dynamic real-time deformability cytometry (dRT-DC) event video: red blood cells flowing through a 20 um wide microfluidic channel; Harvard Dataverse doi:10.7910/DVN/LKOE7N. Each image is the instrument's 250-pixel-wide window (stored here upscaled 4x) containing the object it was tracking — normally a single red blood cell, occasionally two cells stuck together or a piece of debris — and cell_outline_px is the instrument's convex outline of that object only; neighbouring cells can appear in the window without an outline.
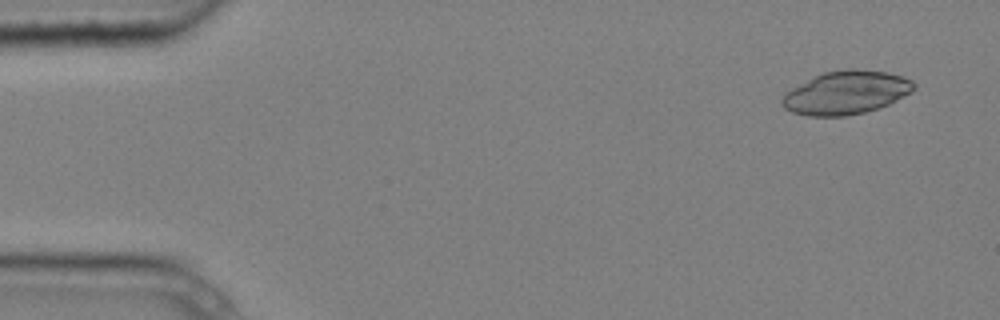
{"species": "common noctule bat (a hibernating species)", "species_latin": "Nyctalus noctula", "temperature_condition": "cold", "stored_images_in_passage": 6, "camera_frame_rate_fps": 3000, "um_per_image_px": 0.085, "animal": {"sex": "male", "body_mass_g": 20.4}, "frame": {"image": 1, "passage_image": 1, "time_ms": 0.0, "image_size_px": [1000, 320], "cell_outline_px": [[916, 88], [912, 92], [888, 104], [864, 112], [844, 116], [808, 116], [792, 112], [784, 108], [780, 104], [780, 100], [784, 92], [824, 72], [848, 68], [856, 68], [888, 72], [904, 76], [912, 80], [916, 84]], "centroid_in_image_um": [71.92, 7.86], "position_along_channel_um": 13.1, "area_um2": 33.41}}